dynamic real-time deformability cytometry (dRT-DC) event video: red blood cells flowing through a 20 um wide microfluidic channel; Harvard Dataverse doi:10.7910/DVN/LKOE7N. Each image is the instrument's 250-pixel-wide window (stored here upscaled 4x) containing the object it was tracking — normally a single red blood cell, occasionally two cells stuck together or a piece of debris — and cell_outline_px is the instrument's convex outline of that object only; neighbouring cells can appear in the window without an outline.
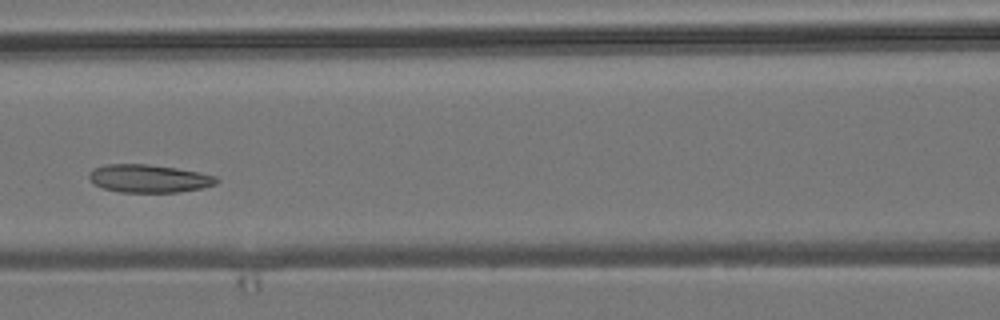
{"species": "common noctule bat (a hibernating species)", "species_latin": "Nyctalus noctula", "temperature_condition": "room temperature", "stored_images_in_passage": 4, "camera_frame_rate_fps": 3000, "um_per_image_px": 0.085, "animal": {"sex": "male", "body_mass_g": 19.2, "forearm_length_mm": 51.8}, "frame": {"image": 1, "passage_image": 4, "time_ms": 3.333, "image_size_px": [1000, 320], "cell_outline_px": [[220, 180], [216, 184], [204, 188], [180, 192], [120, 192], [104, 188], [92, 184], [88, 180], [88, 172], [96, 168], [108, 164], [148, 164], [176, 168], [200, 172], [216, 176]], "centroid_in_image_um": [12.67, 15.18], "position_along_channel_um": 153.9, "area_um2": 20.98}}